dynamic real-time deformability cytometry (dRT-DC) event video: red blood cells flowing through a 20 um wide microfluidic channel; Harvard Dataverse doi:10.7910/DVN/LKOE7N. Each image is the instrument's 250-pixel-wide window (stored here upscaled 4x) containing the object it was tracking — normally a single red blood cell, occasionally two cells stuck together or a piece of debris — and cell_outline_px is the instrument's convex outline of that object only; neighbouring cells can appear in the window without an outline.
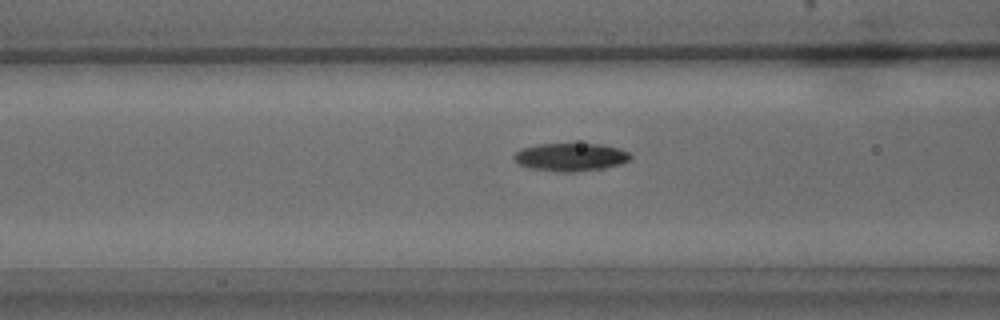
{"species": "common noctule bat (a hibernating species)", "species_latin": "Nyctalus noctula", "temperature_condition": "warm", "stored_images_in_passage": 43, "camera_frame_rate_fps": 3000, "um_per_image_px": 0.085, "animal": {"sex": "male", "body_mass_g": 15.6}, "frame": {"image": 1, "passage_image": 15, "time_ms": 4.667, "image_size_px": [1000, 320], "cell_outline_px": [[632, 160], [620, 164], [604, 168], [576, 172], [564, 172], [532, 168], [520, 164], [512, 160], [512, 156], [520, 148], [536, 144], [604, 144], [620, 148], [628, 152], [632, 156]], "centroid_in_image_um": [48.52, 13.34], "position_along_channel_um": 118.1, "area_um2": 19.19}}
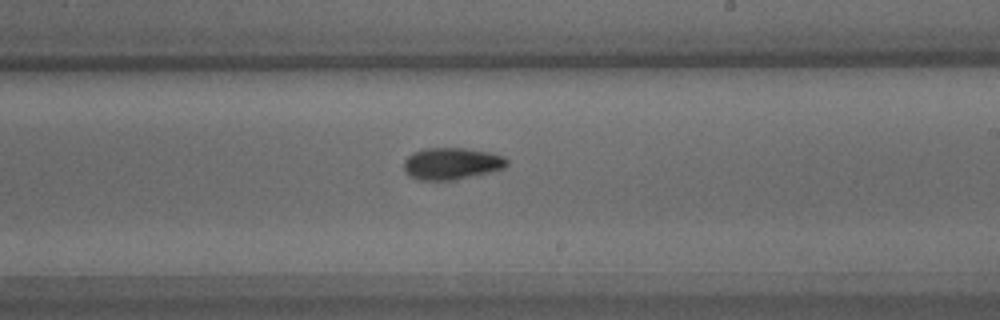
{"frame": {"image": 2, "passage_image": 26, "time_ms": 8.333, "image_size_px": [1000, 320], "cell_outline_px": [[508, 164], [504, 168], [456, 180], [420, 180], [408, 176], [404, 172], [404, 160], [412, 152], [424, 148], [464, 148], [492, 152], [504, 156], [508, 160]], "centroid_in_image_um": [38.37, 13.9], "position_along_channel_um": 250.6, "area_um2": 19.36}}
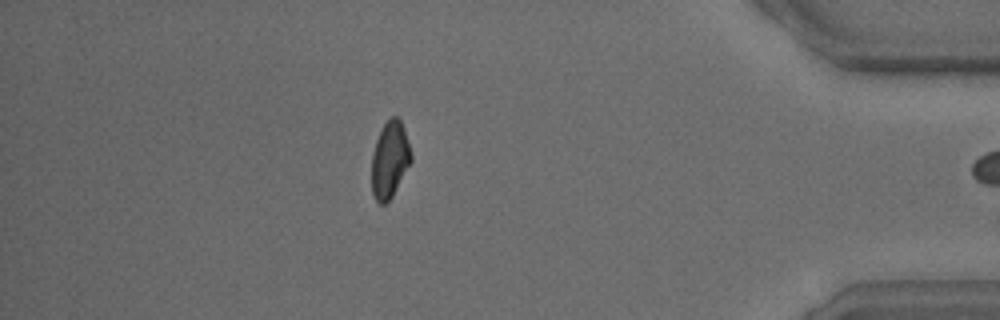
{"frame": {"image": 3, "passage_image": 42, "time_ms": 13.667, "image_size_px": [1000, 320], "cell_outline_px": [[412, 160], [392, 196], [384, 204], [380, 204], [376, 200], [372, 192], [372, 156], [376, 140], [380, 128], [392, 116], [396, 116], [400, 120], [404, 128], [412, 152]], "centroid_in_image_um": [33.14, 13.55], "position_along_channel_um": 402.1, "area_um2": 17.51}}